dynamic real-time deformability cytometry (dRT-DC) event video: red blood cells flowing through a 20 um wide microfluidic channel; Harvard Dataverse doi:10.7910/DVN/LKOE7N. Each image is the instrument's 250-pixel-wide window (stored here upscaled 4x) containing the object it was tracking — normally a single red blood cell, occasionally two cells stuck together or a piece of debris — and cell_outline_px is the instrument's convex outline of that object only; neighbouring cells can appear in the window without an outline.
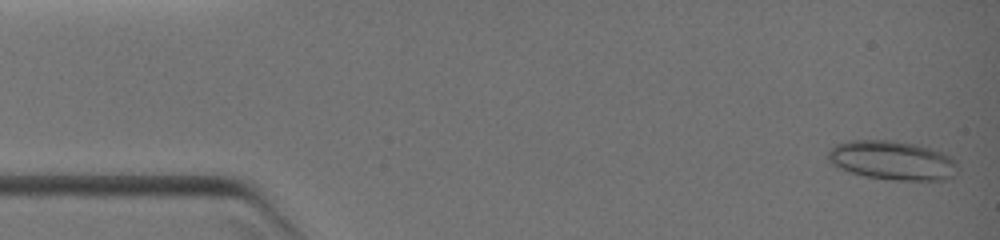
{"species": "common noctule bat (a hibernating species)", "species_latin": "Nyctalus noctula", "temperature_condition": "warm", "stored_images_in_passage": 71, "camera_frame_rate_fps": 3000, "um_per_image_px": 0.085, "animal": {"sex": "female", "body_mass_g": 19.0, "forearm_length_mm": 51.5}, "frame": {"image": 1, "passage_image": 1, "time_ms": 0.0, "image_size_px": [1000, 240], "cell_outline_px": [[956, 172], [952, 176], [944, 180], [896, 180], [864, 176], [840, 168], [832, 164], [828, 160], [828, 152], [836, 144], [848, 140], [892, 140], [916, 144], [952, 156], [956, 164]], "centroid_in_image_um": [75.83, 13.62], "position_along_channel_um": 9.2, "area_um2": 29.36}}
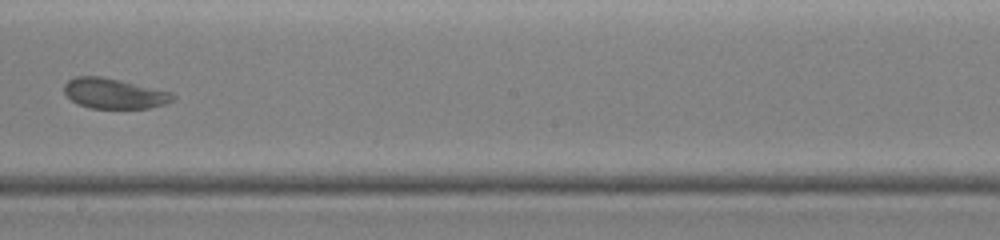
{"frame": {"image": 2, "passage_image": 37, "time_ms": 7.0, "image_size_px": [1000, 240], "cell_outline_px": [[176, 100], [152, 108], [88, 108], [76, 104], [64, 92], [64, 84], [68, 80], [76, 76], [100, 76], [120, 80], [172, 92], [176, 96]], "centroid_in_image_um": [9.71, 7.95], "position_along_channel_um": 238.5, "area_um2": 19.31}}
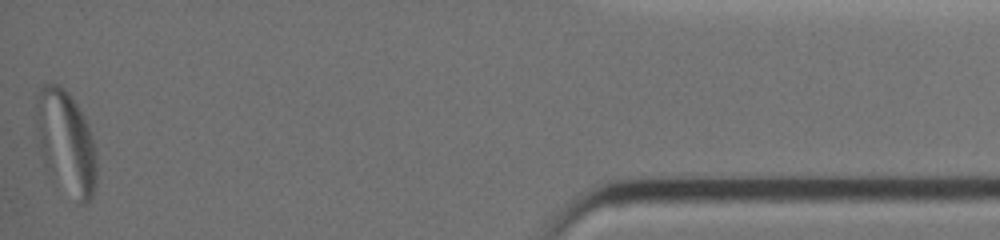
{"frame": {"image": 3, "passage_image": 70, "time_ms": 12.333, "image_size_px": [1000, 240], "cell_outline_px": [[96, 184], [92, 196], [88, 204], [80, 204], [48, 172], [44, 164], [36, 136], [36, 96], [44, 84], [56, 84], [64, 88], [68, 92], [80, 108], [84, 116], [92, 140], [96, 160]], "centroid_in_image_um": [5.59, 12.09], "position_along_channel_um": 429.6, "area_um2": 36.36}}